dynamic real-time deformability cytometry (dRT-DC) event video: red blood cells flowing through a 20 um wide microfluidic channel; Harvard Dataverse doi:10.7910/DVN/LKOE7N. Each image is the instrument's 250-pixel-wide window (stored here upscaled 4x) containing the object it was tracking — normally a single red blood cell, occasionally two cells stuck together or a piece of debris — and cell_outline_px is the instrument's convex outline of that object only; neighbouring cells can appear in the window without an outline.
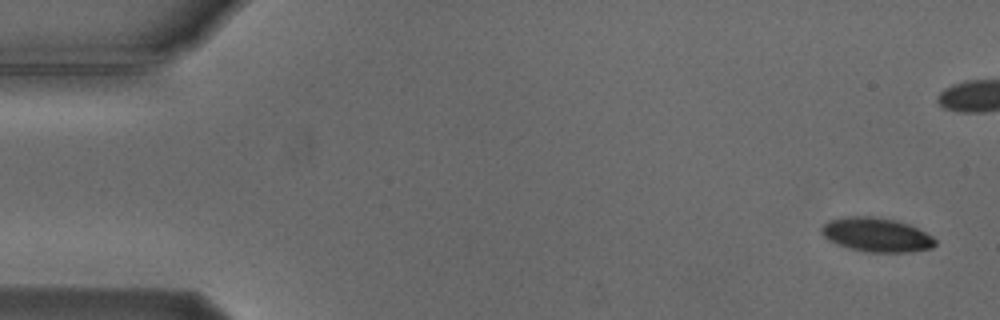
{"species": "Egyptian fruit bat (a non-hibernating species)", "species_latin": "Rousettus aegyptiacus", "temperature_condition": "cold", "stored_images_in_passage": 5, "camera_frame_rate_fps": 3000, "um_per_image_px": 0.085, "animal": {"sex": "male"}, "frame": {"image": 1, "passage_image": 1, "time_ms": 0.0, "image_size_px": [1000, 320], "cell_outline_px": [[936, 244], [932, 248], [908, 252], [864, 252], [836, 244], [828, 240], [820, 232], [820, 228], [828, 220], [848, 216], [872, 216], [896, 220], [908, 224], [932, 236], [936, 240]], "centroid_in_image_um": [74.47, 19.96], "position_along_channel_um": 10.5, "area_um2": 22.66}}